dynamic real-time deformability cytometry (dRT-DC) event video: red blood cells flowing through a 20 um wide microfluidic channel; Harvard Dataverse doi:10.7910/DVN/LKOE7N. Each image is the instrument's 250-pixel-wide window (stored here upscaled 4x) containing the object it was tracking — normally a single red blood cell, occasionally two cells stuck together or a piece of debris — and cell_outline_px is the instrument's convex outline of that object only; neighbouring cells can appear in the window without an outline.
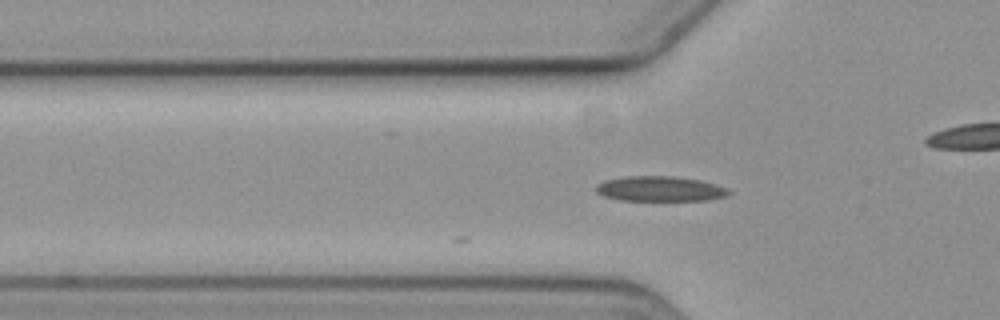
{"species": "common noctule bat (a hibernating species)", "species_latin": "Nyctalus noctula", "temperature_condition": "cold", "stored_images_in_passage": 2, "camera_frame_rate_fps": 3000, "um_per_image_px": 0.085, "animal": {"sex": "female", "body_mass_g": 19.3, "forearm_length_mm": 54.1}, "frame": {"image": 1, "passage_image": 2, "time_ms": 0.333, "image_size_px": [1000, 320], "cell_outline_px": [[732, 192], [728, 196], [708, 200], [620, 200], [604, 196], [596, 192], [596, 184], [604, 180], [624, 176], [672, 176], [700, 180], [724, 188]], "centroid_in_image_um": [56.06, 16.05], "position_along_channel_um": 69.7, "area_um2": 19.31}}